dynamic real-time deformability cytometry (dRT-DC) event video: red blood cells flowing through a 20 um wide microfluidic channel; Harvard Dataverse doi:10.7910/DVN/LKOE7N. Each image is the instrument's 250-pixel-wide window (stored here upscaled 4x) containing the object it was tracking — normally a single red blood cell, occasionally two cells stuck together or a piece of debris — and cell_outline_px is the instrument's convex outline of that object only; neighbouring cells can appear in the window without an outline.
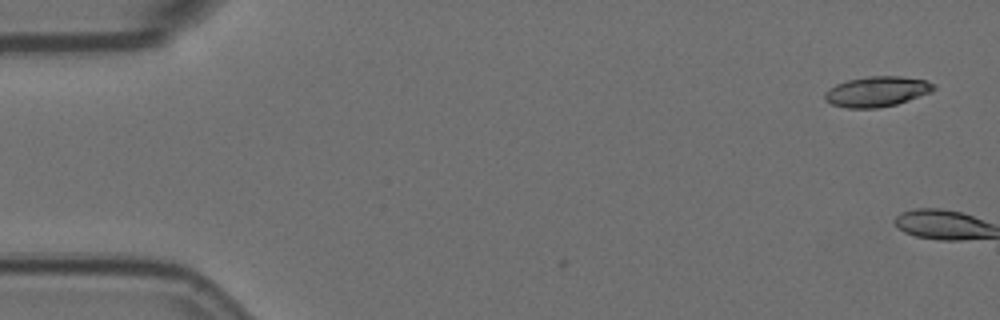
{"species": "Egyptian fruit bat (a non-hibernating species)", "species_latin": "Rousettus aegyptiacus", "temperature_condition": "room temperature", "stored_images_in_passage": 6, "camera_frame_rate_fps": 3000, "um_per_image_px": 0.085, "animal": {"sex": "female"}, "frame": {"image": 1, "passage_image": 1, "time_ms": 0.0, "image_size_px": [1000, 320], "cell_outline_px": [[936, 88], [932, 92], [896, 104], [876, 108], [848, 108], [832, 104], [824, 100], [824, 96], [836, 84], [848, 80], [868, 76], [900, 76], [924, 80], [936, 84]], "centroid_in_image_um": [74.58, 7.78], "position_along_channel_um": 10.4, "area_um2": 19.02}}